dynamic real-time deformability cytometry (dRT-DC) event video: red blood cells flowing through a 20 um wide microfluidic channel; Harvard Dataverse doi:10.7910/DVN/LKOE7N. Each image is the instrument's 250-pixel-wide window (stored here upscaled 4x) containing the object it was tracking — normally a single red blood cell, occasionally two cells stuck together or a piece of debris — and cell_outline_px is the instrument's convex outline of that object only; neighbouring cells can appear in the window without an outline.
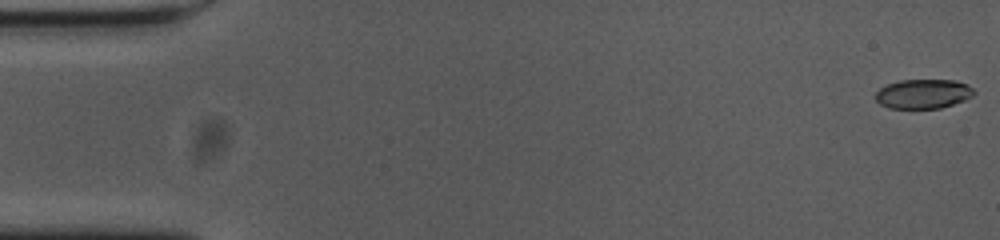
{"species": "common noctule bat (a hibernating species)", "species_latin": "Nyctalus noctula", "temperature_condition": "cold", "stored_images_in_passage": 56, "camera_frame_rate_fps": 3000, "um_per_image_px": 0.085, "animal": {"sex": "female", "body_mass_g": 23.0, "forearm_length_mm": 53.4}, "frame": {"image": 1, "passage_image": 1, "time_ms": 0.0, "image_size_px": [1000, 240], "cell_outline_px": [[976, 92], [972, 96], [964, 100], [940, 108], [888, 108], [880, 104], [876, 100], [876, 92], [880, 88], [888, 84], [900, 80], [956, 80], [968, 84]], "centroid_in_image_um": [78.48, 7.97], "position_along_channel_um": 6.5, "area_um2": 16.82}}
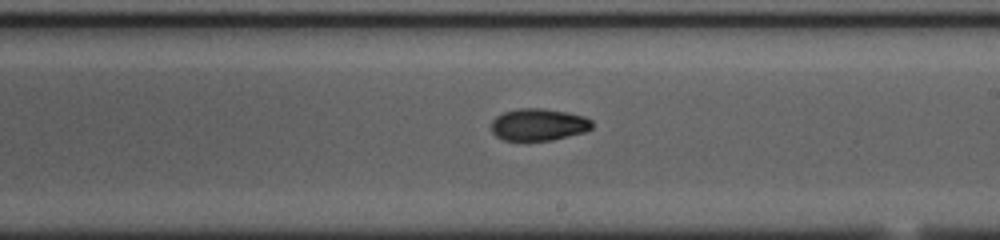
{"frame": {"image": 2, "passage_image": 32, "time_ms": 10.333, "image_size_px": [1000, 240], "cell_outline_px": [[592, 128], [584, 132], [552, 140], [504, 140], [496, 136], [492, 132], [492, 120], [496, 116], [504, 112], [520, 108], [544, 108], [568, 112], [584, 116], [592, 120]], "centroid_in_image_um": [45.78, 10.58], "position_along_channel_um": 243.2, "area_um2": 18.84}}
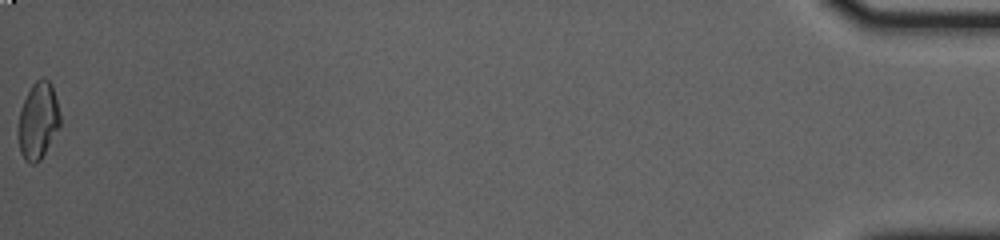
{"frame": {"image": 3, "passage_image": 56, "time_ms": 18.333, "image_size_px": [1000, 240], "cell_outline_px": [[60, 124], [40, 160], [36, 164], [28, 164], [24, 160], [20, 152], [16, 132], [20, 108], [32, 84], [40, 76], [44, 76], [52, 84], [60, 116]], "centroid_in_image_um": [3.19, 10.26], "position_along_channel_um": 432.0, "area_um2": 18.96}, "authors_computed_cell_mechanics": {"area_um2": 18.785, "velocity_mm_per_s": 3.6713, "shape_relaxation_time_tau1_ms": 9.4457, "shape_relaxation_time_tau2_ms": 7.0452, "deformation_change_tau1": 0.2198, "deformation_change_tau2": 0.0872}}